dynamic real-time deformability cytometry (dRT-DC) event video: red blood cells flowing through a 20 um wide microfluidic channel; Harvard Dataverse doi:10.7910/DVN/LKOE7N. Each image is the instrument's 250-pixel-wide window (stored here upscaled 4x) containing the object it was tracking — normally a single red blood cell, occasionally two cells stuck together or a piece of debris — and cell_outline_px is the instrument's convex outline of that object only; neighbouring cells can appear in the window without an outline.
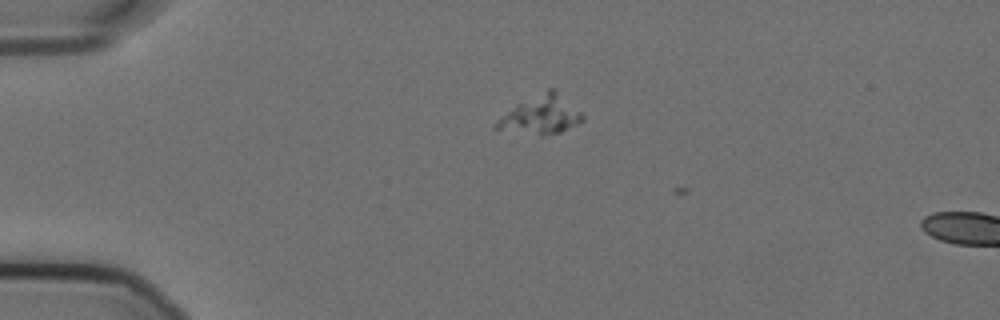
{"species": "Egyptian fruit bat (a non-hibernating species)", "species_latin": "Rousettus aegyptiacus", "temperature_condition": "cold", "stored_images_in_passage": 2, "camera_frame_rate_fps": 3000, "um_per_image_px": 0.085, "animal": {"sex": "female"}, "frame": {"image": 1, "passage_image": 1, "time_ms": 0.0, "image_size_px": [1000, 320], "cell_outline_px": [[584, 120], [560, 132], [540, 136], [492, 128], [496, 120], [516, 104], [548, 88], [552, 88], [580, 112], [584, 116]], "centroid_in_image_um": [45.92, 9.79], "position_along_channel_um": 39.1, "area_um2": 18.96}}